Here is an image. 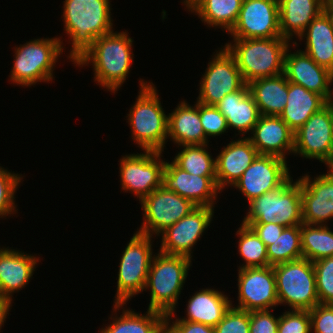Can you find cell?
<instances>
[{
    "mask_svg": "<svg viewBox=\"0 0 333 333\" xmlns=\"http://www.w3.org/2000/svg\"><path fill=\"white\" fill-rule=\"evenodd\" d=\"M200 121L207 139L228 132L226 118L214 105L200 103Z\"/></svg>",
    "mask_w": 333,
    "mask_h": 333,
    "instance_id": "ab89813d",
    "label": "cell"
},
{
    "mask_svg": "<svg viewBox=\"0 0 333 333\" xmlns=\"http://www.w3.org/2000/svg\"><path fill=\"white\" fill-rule=\"evenodd\" d=\"M113 305L116 316H110L112 323L101 328L100 333H162L165 330V315L160 312L147 309V314L143 315L133 309H124L125 304ZM120 308L123 310L118 317L116 311L121 310Z\"/></svg>",
    "mask_w": 333,
    "mask_h": 333,
    "instance_id": "4dcf8cb0",
    "label": "cell"
},
{
    "mask_svg": "<svg viewBox=\"0 0 333 333\" xmlns=\"http://www.w3.org/2000/svg\"><path fill=\"white\" fill-rule=\"evenodd\" d=\"M259 155H272L286 160L293 154L294 131L279 117L260 115L251 137H247Z\"/></svg>",
    "mask_w": 333,
    "mask_h": 333,
    "instance_id": "44dd1931",
    "label": "cell"
},
{
    "mask_svg": "<svg viewBox=\"0 0 333 333\" xmlns=\"http://www.w3.org/2000/svg\"><path fill=\"white\" fill-rule=\"evenodd\" d=\"M293 154L319 160L328 168H333L331 101L294 132Z\"/></svg>",
    "mask_w": 333,
    "mask_h": 333,
    "instance_id": "7c38bea8",
    "label": "cell"
},
{
    "mask_svg": "<svg viewBox=\"0 0 333 333\" xmlns=\"http://www.w3.org/2000/svg\"><path fill=\"white\" fill-rule=\"evenodd\" d=\"M258 155L247 137H239L223 147L215 158L218 188L222 191L226 186L232 187Z\"/></svg>",
    "mask_w": 333,
    "mask_h": 333,
    "instance_id": "7402d4cb",
    "label": "cell"
},
{
    "mask_svg": "<svg viewBox=\"0 0 333 333\" xmlns=\"http://www.w3.org/2000/svg\"><path fill=\"white\" fill-rule=\"evenodd\" d=\"M268 266L297 260L303 257L300 225L285 227L273 244L266 247Z\"/></svg>",
    "mask_w": 333,
    "mask_h": 333,
    "instance_id": "e575fe53",
    "label": "cell"
},
{
    "mask_svg": "<svg viewBox=\"0 0 333 333\" xmlns=\"http://www.w3.org/2000/svg\"><path fill=\"white\" fill-rule=\"evenodd\" d=\"M238 304L251 311L274 310L279 305L273 266L238 269ZM272 308V309H271Z\"/></svg>",
    "mask_w": 333,
    "mask_h": 333,
    "instance_id": "9a60e30c",
    "label": "cell"
},
{
    "mask_svg": "<svg viewBox=\"0 0 333 333\" xmlns=\"http://www.w3.org/2000/svg\"><path fill=\"white\" fill-rule=\"evenodd\" d=\"M191 259L184 256L167 255L158 251L154 255L147 275L146 289L151 298L148 310L157 311L165 316L176 312L179 295L185 284Z\"/></svg>",
    "mask_w": 333,
    "mask_h": 333,
    "instance_id": "5b68a950",
    "label": "cell"
},
{
    "mask_svg": "<svg viewBox=\"0 0 333 333\" xmlns=\"http://www.w3.org/2000/svg\"><path fill=\"white\" fill-rule=\"evenodd\" d=\"M236 235L238 236V252L244 264L239 266L238 269L247 267H267L268 257L266 245L256 235V233L247 225L240 224Z\"/></svg>",
    "mask_w": 333,
    "mask_h": 333,
    "instance_id": "d590c367",
    "label": "cell"
},
{
    "mask_svg": "<svg viewBox=\"0 0 333 333\" xmlns=\"http://www.w3.org/2000/svg\"><path fill=\"white\" fill-rule=\"evenodd\" d=\"M162 152L144 151L122 156L120 159L121 189L136 195L141 201L162 186L166 161L161 159Z\"/></svg>",
    "mask_w": 333,
    "mask_h": 333,
    "instance_id": "8fae6325",
    "label": "cell"
},
{
    "mask_svg": "<svg viewBox=\"0 0 333 333\" xmlns=\"http://www.w3.org/2000/svg\"><path fill=\"white\" fill-rule=\"evenodd\" d=\"M287 161L277 156L258 155L233 185L248 202L276 190L290 177Z\"/></svg>",
    "mask_w": 333,
    "mask_h": 333,
    "instance_id": "e0dca14e",
    "label": "cell"
},
{
    "mask_svg": "<svg viewBox=\"0 0 333 333\" xmlns=\"http://www.w3.org/2000/svg\"><path fill=\"white\" fill-rule=\"evenodd\" d=\"M213 215L214 208L208 206L194 208L188 215L160 234L162 243L159 252L184 256L192 260V249L210 226Z\"/></svg>",
    "mask_w": 333,
    "mask_h": 333,
    "instance_id": "2e32d148",
    "label": "cell"
},
{
    "mask_svg": "<svg viewBox=\"0 0 333 333\" xmlns=\"http://www.w3.org/2000/svg\"><path fill=\"white\" fill-rule=\"evenodd\" d=\"M60 37L30 40L15 48L10 81L21 86L52 81L57 60L63 53Z\"/></svg>",
    "mask_w": 333,
    "mask_h": 333,
    "instance_id": "8992f818",
    "label": "cell"
},
{
    "mask_svg": "<svg viewBox=\"0 0 333 333\" xmlns=\"http://www.w3.org/2000/svg\"><path fill=\"white\" fill-rule=\"evenodd\" d=\"M303 258L311 262L333 256V231L327 225H300Z\"/></svg>",
    "mask_w": 333,
    "mask_h": 333,
    "instance_id": "d6a6232c",
    "label": "cell"
},
{
    "mask_svg": "<svg viewBox=\"0 0 333 333\" xmlns=\"http://www.w3.org/2000/svg\"><path fill=\"white\" fill-rule=\"evenodd\" d=\"M242 223L278 222L285 227L301 225V182L290 177L282 186L249 202Z\"/></svg>",
    "mask_w": 333,
    "mask_h": 333,
    "instance_id": "52a82bcc",
    "label": "cell"
},
{
    "mask_svg": "<svg viewBox=\"0 0 333 333\" xmlns=\"http://www.w3.org/2000/svg\"><path fill=\"white\" fill-rule=\"evenodd\" d=\"M249 226L256 235L264 242L266 247L274 243L281 235L285 226L278 222L271 223H242Z\"/></svg>",
    "mask_w": 333,
    "mask_h": 333,
    "instance_id": "f6af8a7d",
    "label": "cell"
},
{
    "mask_svg": "<svg viewBox=\"0 0 333 333\" xmlns=\"http://www.w3.org/2000/svg\"><path fill=\"white\" fill-rule=\"evenodd\" d=\"M11 306L12 302L0 294V330L4 326V322L6 321Z\"/></svg>",
    "mask_w": 333,
    "mask_h": 333,
    "instance_id": "bcb514c9",
    "label": "cell"
},
{
    "mask_svg": "<svg viewBox=\"0 0 333 333\" xmlns=\"http://www.w3.org/2000/svg\"><path fill=\"white\" fill-rule=\"evenodd\" d=\"M15 249L0 248V294L12 302V294L29 284L39 257Z\"/></svg>",
    "mask_w": 333,
    "mask_h": 333,
    "instance_id": "603a6c76",
    "label": "cell"
},
{
    "mask_svg": "<svg viewBox=\"0 0 333 333\" xmlns=\"http://www.w3.org/2000/svg\"><path fill=\"white\" fill-rule=\"evenodd\" d=\"M152 238L135 232L120 257L115 304H126L144 291L147 275L155 254Z\"/></svg>",
    "mask_w": 333,
    "mask_h": 333,
    "instance_id": "9c48e42d",
    "label": "cell"
},
{
    "mask_svg": "<svg viewBox=\"0 0 333 333\" xmlns=\"http://www.w3.org/2000/svg\"><path fill=\"white\" fill-rule=\"evenodd\" d=\"M278 303L291 310H311L319 304L313 262L305 258L273 266Z\"/></svg>",
    "mask_w": 333,
    "mask_h": 333,
    "instance_id": "ba28073f",
    "label": "cell"
},
{
    "mask_svg": "<svg viewBox=\"0 0 333 333\" xmlns=\"http://www.w3.org/2000/svg\"><path fill=\"white\" fill-rule=\"evenodd\" d=\"M226 118L228 129L238 130V134L252 132L260 113L250 93L248 84L239 90L227 94L215 105Z\"/></svg>",
    "mask_w": 333,
    "mask_h": 333,
    "instance_id": "d4e9b609",
    "label": "cell"
},
{
    "mask_svg": "<svg viewBox=\"0 0 333 333\" xmlns=\"http://www.w3.org/2000/svg\"><path fill=\"white\" fill-rule=\"evenodd\" d=\"M248 86L260 115H281L288 97V80L284 73L253 80Z\"/></svg>",
    "mask_w": 333,
    "mask_h": 333,
    "instance_id": "f546056e",
    "label": "cell"
},
{
    "mask_svg": "<svg viewBox=\"0 0 333 333\" xmlns=\"http://www.w3.org/2000/svg\"><path fill=\"white\" fill-rule=\"evenodd\" d=\"M271 313V310L251 311L249 333H277L279 317Z\"/></svg>",
    "mask_w": 333,
    "mask_h": 333,
    "instance_id": "7bdbcfd3",
    "label": "cell"
},
{
    "mask_svg": "<svg viewBox=\"0 0 333 333\" xmlns=\"http://www.w3.org/2000/svg\"><path fill=\"white\" fill-rule=\"evenodd\" d=\"M316 290L321 304H333V256L313 262Z\"/></svg>",
    "mask_w": 333,
    "mask_h": 333,
    "instance_id": "74e56055",
    "label": "cell"
},
{
    "mask_svg": "<svg viewBox=\"0 0 333 333\" xmlns=\"http://www.w3.org/2000/svg\"><path fill=\"white\" fill-rule=\"evenodd\" d=\"M174 313L165 316V330L167 333H216L215 328L204 325L202 323L187 322V321H171L174 318ZM172 322V323H171Z\"/></svg>",
    "mask_w": 333,
    "mask_h": 333,
    "instance_id": "ee69618b",
    "label": "cell"
},
{
    "mask_svg": "<svg viewBox=\"0 0 333 333\" xmlns=\"http://www.w3.org/2000/svg\"><path fill=\"white\" fill-rule=\"evenodd\" d=\"M304 37L306 47L303 51L318 65L333 72V25L325 11L308 24L298 39L302 41Z\"/></svg>",
    "mask_w": 333,
    "mask_h": 333,
    "instance_id": "4316f807",
    "label": "cell"
},
{
    "mask_svg": "<svg viewBox=\"0 0 333 333\" xmlns=\"http://www.w3.org/2000/svg\"><path fill=\"white\" fill-rule=\"evenodd\" d=\"M225 44L246 84L284 73V55L290 41L284 37L232 39Z\"/></svg>",
    "mask_w": 333,
    "mask_h": 333,
    "instance_id": "3957f363",
    "label": "cell"
},
{
    "mask_svg": "<svg viewBox=\"0 0 333 333\" xmlns=\"http://www.w3.org/2000/svg\"><path fill=\"white\" fill-rule=\"evenodd\" d=\"M290 46L291 44L284 55V74L287 80L322 95L328 102L332 101L333 90L330 85L333 83V72L318 65L303 50L291 52Z\"/></svg>",
    "mask_w": 333,
    "mask_h": 333,
    "instance_id": "ffe728a7",
    "label": "cell"
},
{
    "mask_svg": "<svg viewBox=\"0 0 333 333\" xmlns=\"http://www.w3.org/2000/svg\"><path fill=\"white\" fill-rule=\"evenodd\" d=\"M162 186L191 201L196 206L214 208L218 188L216 176L193 175L179 168L173 161L166 162Z\"/></svg>",
    "mask_w": 333,
    "mask_h": 333,
    "instance_id": "d6986e66",
    "label": "cell"
},
{
    "mask_svg": "<svg viewBox=\"0 0 333 333\" xmlns=\"http://www.w3.org/2000/svg\"><path fill=\"white\" fill-rule=\"evenodd\" d=\"M243 0H193L186 8L209 27L229 32L237 21Z\"/></svg>",
    "mask_w": 333,
    "mask_h": 333,
    "instance_id": "1f68e13d",
    "label": "cell"
},
{
    "mask_svg": "<svg viewBox=\"0 0 333 333\" xmlns=\"http://www.w3.org/2000/svg\"><path fill=\"white\" fill-rule=\"evenodd\" d=\"M324 11L328 14L333 25V0H325Z\"/></svg>",
    "mask_w": 333,
    "mask_h": 333,
    "instance_id": "7dc6e473",
    "label": "cell"
},
{
    "mask_svg": "<svg viewBox=\"0 0 333 333\" xmlns=\"http://www.w3.org/2000/svg\"><path fill=\"white\" fill-rule=\"evenodd\" d=\"M228 34L233 39L281 37L278 0H243Z\"/></svg>",
    "mask_w": 333,
    "mask_h": 333,
    "instance_id": "5bb4252c",
    "label": "cell"
},
{
    "mask_svg": "<svg viewBox=\"0 0 333 333\" xmlns=\"http://www.w3.org/2000/svg\"><path fill=\"white\" fill-rule=\"evenodd\" d=\"M233 306L231 305L222 320L214 327L216 333H249L250 312Z\"/></svg>",
    "mask_w": 333,
    "mask_h": 333,
    "instance_id": "f35d334b",
    "label": "cell"
},
{
    "mask_svg": "<svg viewBox=\"0 0 333 333\" xmlns=\"http://www.w3.org/2000/svg\"><path fill=\"white\" fill-rule=\"evenodd\" d=\"M208 144L182 145L174 160L179 168L198 176H216L215 159L208 152ZM184 148V149H183Z\"/></svg>",
    "mask_w": 333,
    "mask_h": 333,
    "instance_id": "836d02e7",
    "label": "cell"
},
{
    "mask_svg": "<svg viewBox=\"0 0 333 333\" xmlns=\"http://www.w3.org/2000/svg\"><path fill=\"white\" fill-rule=\"evenodd\" d=\"M221 291L206 288L192 295L186 304V318H177L175 321L202 323L215 327L223 318L233 303Z\"/></svg>",
    "mask_w": 333,
    "mask_h": 333,
    "instance_id": "484cf974",
    "label": "cell"
},
{
    "mask_svg": "<svg viewBox=\"0 0 333 333\" xmlns=\"http://www.w3.org/2000/svg\"><path fill=\"white\" fill-rule=\"evenodd\" d=\"M194 106L185 100L179 102L178 106L168 114V136L170 140L182 145H205L208 140L205 136L200 121V102Z\"/></svg>",
    "mask_w": 333,
    "mask_h": 333,
    "instance_id": "cb8c5ba5",
    "label": "cell"
},
{
    "mask_svg": "<svg viewBox=\"0 0 333 333\" xmlns=\"http://www.w3.org/2000/svg\"><path fill=\"white\" fill-rule=\"evenodd\" d=\"M298 180L301 182L302 222L327 225L333 218V168L314 180L308 174Z\"/></svg>",
    "mask_w": 333,
    "mask_h": 333,
    "instance_id": "ac0fdd59",
    "label": "cell"
},
{
    "mask_svg": "<svg viewBox=\"0 0 333 333\" xmlns=\"http://www.w3.org/2000/svg\"><path fill=\"white\" fill-rule=\"evenodd\" d=\"M143 223L138 233L155 237L188 215L197 206L164 186L157 188L141 201Z\"/></svg>",
    "mask_w": 333,
    "mask_h": 333,
    "instance_id": "30bf717a",
    "label": "cell"
},
{
    "mask_svg": "<svg viewBox=\"0 0 333 333\" xmlns=\"http://www.w3.org/2000/svg\"><path fill=\"white\" fill-rule=\"evenodd\" d=\"M23 180L20 174H16L0 166V218L17 213L15 205V193L19 183Z\"/></svg>",
    "mask_w": 333,
    "mask_h": 333,
    "instance_id": "8d00e7d4",
    "label": "cell"
},
{
    "mask_svg": "<svg viewBox=\"0 0 333 333\" xmlns=\"http://www.w3.org/2000/svg\"><path fill=\"white\" fill-rule=\"evenodd\" d=\"M218 51L214 57L212 56L199 83L197 102L204 105L215 106L227 94L239 90L246 84L234 57L224 46Z\"/></svg>",
    "mask_w": 333,
    "mask_h": 333,
    "instance_id": "4fadbf2b",
    "label": "cell"
},
{
    "mask_svg": "<svg viewBox=\"0 0 333 333\" xmlns=\"http://www.w3.org/2000/svg\"><path fill=\"white\" fill-rule=\"evenodd\" d=\"M311 318V332L333 333V304L319 303L309 310Z\"/></svg>",
    "mask_w": 333,
    "mask_h": 333,
    "instance_id": "b9f144b4",
    "label": "cell"
},
{
    "mask_svg": "<svg viewBox=\"0 0 333 333\" xmlns=\"http://www.w3.org/2000/svg\"><path fill=\"white\" fill-rule=\"evenodd\" d=\"M64 31L72 41L73 60L97 38L114 31L110 0L63 1Z\"/></svg>",
    "mask_w": 333,
    "mask_h": 333,
    "instance_id": "7a4b0ae2",
    "label": "cell"
},
{
    "mask_svg": "<svg viewBox=\"0 0 333 333\" xmlns=\"http://www.w3.org/2000/svg\"><path fill=\"white\" fill-rule=\"evenodd\" d=\"M140 79V90L127 114L131 138L143 151L163 152L168 139V115L165 114L155 85Z\"/></svg>",
    "mask_w": 333,
    "mask_h": 333,
    "instance_id": "277c9868",
    "label": "cell"
},
{
    "mask_svg": "<svg viewBox=\"0 0 333 333\" xmlns=\"http://www.w3.org/2000/svg\"><path fill=\"white\" fill-rule=\"evenodd\" d=\"M193 0H184L183 4L186 5L185 7H187Z\"/></svg>",
    "mask_w": 333,
    "mask_h": 333,
    "instance_id": "681fc988",
    "label": "cell"
},
{
    "mask_svg": "<svg viewBox=\"0 0 333 333\" xmlns=\"http://www.w3.org/2000/svg\"><path fill=\"white\" fill-rule=\"evenodd\" d=\"M277 333H311L309 310H289L279 316Z\"/></svg>",
    "mask_w": 333,
    "mask_h": 333,
    "instance_id": "60d3db41",
    "label": "cell"
},
{
    "mask_svg": "<svg viewBox=\"0 0 333 333\" xmlns=\"http://www.w3.org/2000/svg\"><path fill=\"white\" fill-rule=\"evenodd\" d=\"M281 36L291 41L324 11L325 0H278Z\"/></svg>",
    "mask_w": 333,
    "mask_h": 333,
    "instance_id": "83f0119b",
    "label": "cell"
},
{
    "mask_svg": "<svg viewBox=\"0 0 333 333\" xmlns=\"http://www.w3.org/2000/svg\"><path fill=\"white\" fill-rule=\"evenodd\" d=\"M128 34L112 31L97 38L73 60V64L82 67L92 63L97 85L115 93L126 81L133 63V40Z\"/></svg>",
    "mask_w": 333,
    "mask_h": 333,
    "instance_id": "6da1fadb",
    "label": "cell"
},
{
    "mask_svg": "<svg viewBox=\"0 0 333 333\" xmlns=\"http://www.w3.org/2000/svg\"><path fill=\"white\" fill-rule=\"evenodd\" d=\"M327 104L322 95L288 81L287 104L279 117L295 132Z\"/></svg>",
    "mask_w": 333,
    "mask_h": 333,
    "instance_id": "f1b7e54d",
    "label": "cell"
},
{
    "mask_svg": "<svg viewBox=\"0 0 333 333\" xmlns=\"http://www.w3.org/2000/svg\"><path fill=\"white\" fill-rule=\"evenodd\" d=\"M331 128H332V137H333V100L331 101Z\"/></svg>",
    "mask_w": 333,
    "mask_h": 333,
    "instance_id": "c3c4849f",
    "label": "cell"
}]
</instances>
